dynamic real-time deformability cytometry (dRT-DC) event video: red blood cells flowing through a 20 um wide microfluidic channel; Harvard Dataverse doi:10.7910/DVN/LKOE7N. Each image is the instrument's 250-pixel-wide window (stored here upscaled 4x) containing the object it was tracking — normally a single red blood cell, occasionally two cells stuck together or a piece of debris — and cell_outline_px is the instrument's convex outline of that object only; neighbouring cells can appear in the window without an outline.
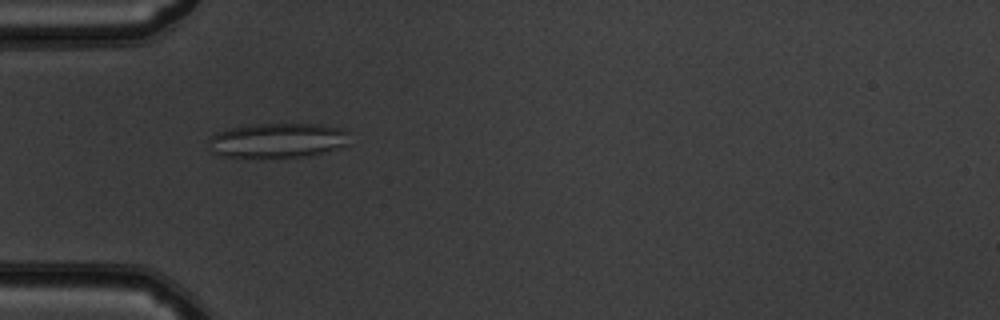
{"species": "common noctule bat (a hibernating species)", "species_latin": "Nyctalus noctula", "temperature_condition": "warm", "stored_images_in_passage": 38, "camera_frame_rate_fps": 3000, "um_per_image_px": 0.085, "animal": {"sex": "male", "body_mass_g": 19.5, "forearm_length_mm": 54.6}, "frame": {"image": 1, "passage_image": 3, "time_ms": 0.667, "image_size_px": [1000, 320], "cell_outline_px": [[348, 144], [324, 152], [304, 156], [220, 156], [212, 152], [208, 140], [212, 136], [220, 132], [232, 128], [264, 124], [320, 124], [344, 128], [348, 132]], "centroid_in_image_um": [23.65, 11.92], "position_along_channel_um": 61.3, "area_um2": 27.8}}
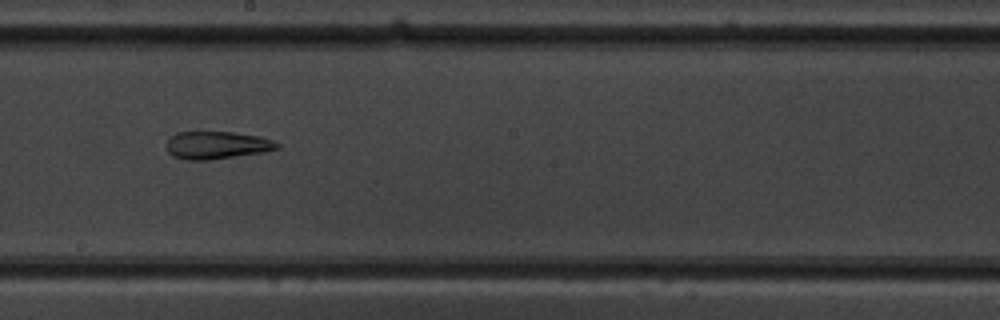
{"frame": {"image": 2, "passage_image": 16, "time_ms": 5.0, "image_size_px": [1000, 320], "cell_outline_px": [[280, 148], [264, 152], [208, 160], [188, 160], [172, 156], [168, 152], [168, 140], [176, 132], [232, 132], [260, 136], [272, 140], [280, 144]], "centroid_in_image_um": [18.46, 12.34], "position_along_channel_um": 229.7, "area_um2": 17.74}}
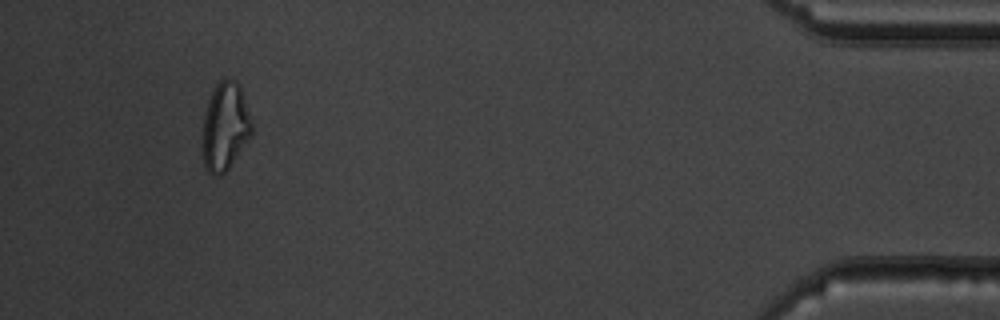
{"frame": {"image": 3, "passage_image": 35, "time_ms": 11.333, "image_size_px": [1000, 320], "cell_outline_px": [[252, 136], [228, 168], [220, 176], [212, 176], [208, 172], [204, 164], [200, 148], [204, 116], [208, 100], [216, 84], [224, 76], [236, 80], [240, 84], [252, 124]], "centroid_in_image_um": [19.11, 10.76], "position_along_channel_um": 416.1, "area_um2": 25.84}, "authors_computed_cell_mechanics": {"area_um2": 20.9236, "velocity_mm_per_s": 3.9579, "shape_relaxation_time_tau1_ms": null, "shape_relaxation_time_tau2_ms": 3.918, "deformation_change_tau1": null, "deformation_change_tau2": 0.1299}}